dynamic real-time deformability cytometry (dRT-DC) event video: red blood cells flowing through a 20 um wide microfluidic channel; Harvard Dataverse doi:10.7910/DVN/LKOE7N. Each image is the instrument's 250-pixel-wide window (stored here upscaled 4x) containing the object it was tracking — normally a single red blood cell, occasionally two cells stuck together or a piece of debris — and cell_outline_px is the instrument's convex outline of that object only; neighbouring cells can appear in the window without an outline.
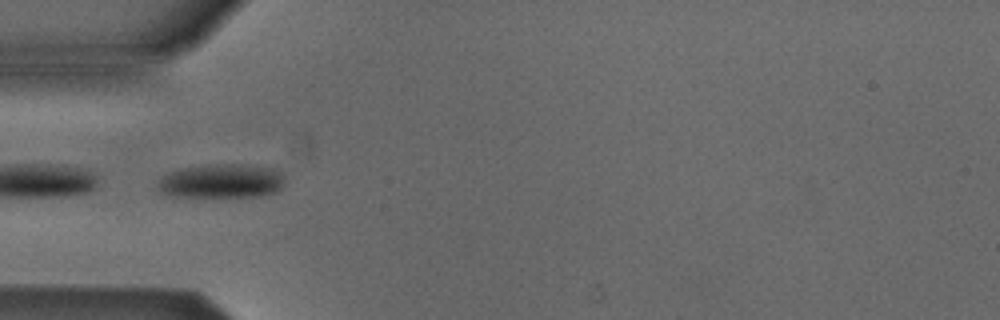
{"species": "Egyptian fruit bat (a non-hibernating species)", "species_latin": "Rousettus aegyptiacus", "temperature_condition": "cold", "stored_images_in_passage": 5, "camera_frame_rate_fps": 3000, "um_per_image_px": 0.085, "animal": {"sex": "male"}, "frame": {"image": 1, "passage_image": 4, "time_ms": 3.667, "image_size_px": [1000, 320], "cell_outline_px": [[284, 184], [280, 192], [260, 196], [168, 196], [160, 192], [156, 184], [164, 176], [172, 172], [184, 168], [208, 164], [240, 164], [276, 168], [284, 176]], "centroid_in_image_um": [18.89, 15.39], "position_along_channel_um": 66.1, "area_um2": 25.37}}